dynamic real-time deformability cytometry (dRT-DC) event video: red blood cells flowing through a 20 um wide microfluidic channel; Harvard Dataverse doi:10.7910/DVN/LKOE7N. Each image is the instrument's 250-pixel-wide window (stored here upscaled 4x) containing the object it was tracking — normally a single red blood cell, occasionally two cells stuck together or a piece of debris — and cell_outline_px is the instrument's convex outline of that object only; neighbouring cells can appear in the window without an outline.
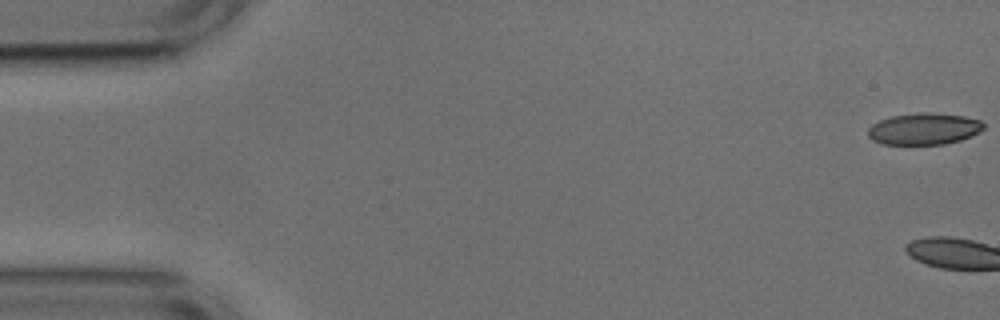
{"species": "common noctule bat (a hibernating species)", "species_latin": "Nyctalus noctula", "temperature_condition": "cold", "stored_images_in_passage": 3, "camera_frame_rate_fps": 3000, "um_per_image_px": 0.085, "animal": {"sex": "male", "body_mass_g": 17.9, "forearm_length_mm": 54.2}, "frame": {"image": 1, "passage_image": 1, "time_ms": 0.0, "image_size_px": [1000, 320], "cell_outline_px": [[984, 128], [980, 132], [972, 136], [960, 140], [944, 144], [880, 144], [872, 140], [868, 136], [868, 128], [872, 124], [880, 120], [892, 116], [924, 112], [928, 112], [964, 116], [980, 120], [984, 124]], "centroid_in_image_um": [78.54, 10.96], "position_along_channel_um": 6.5, "area_um2": 21.33}}